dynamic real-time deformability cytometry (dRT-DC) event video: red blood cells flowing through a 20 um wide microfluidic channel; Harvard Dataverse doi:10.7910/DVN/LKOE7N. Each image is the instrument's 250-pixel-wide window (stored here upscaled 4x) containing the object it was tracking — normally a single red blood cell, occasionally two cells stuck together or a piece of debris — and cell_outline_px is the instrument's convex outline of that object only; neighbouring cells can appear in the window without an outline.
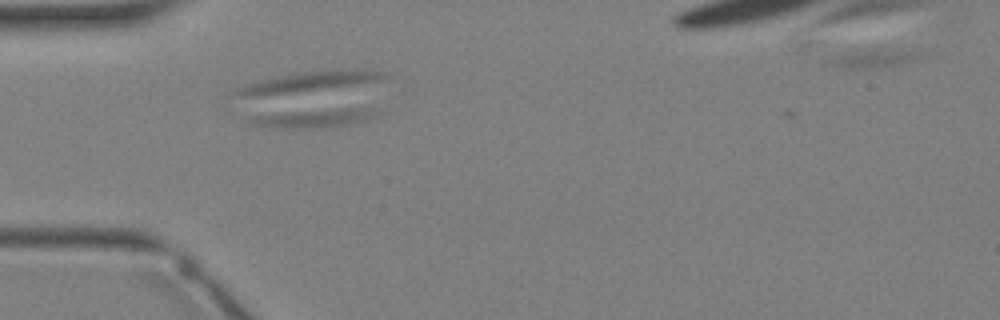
{"species": "Egyptian fruit bat (a non-hibernating species)", "species_latin": "Rousettus aegyptiacus", "temperature_condition": "warm", "stored_images_in_passage": 32, "camera_frame_rate_fps": 3000, "um_per_image_px": 0.085, "animal": {"sex": "female"}, "frame": {"image": 1, "passage_image": 2, "time_ms": 0.333, "image_size_px": [1000, 320], "cell_outline_px": [[388, 112], [352, 124], [316, 128], [276, 128], [252, 124], [252, 116], [292, 112], [340, 108], [376, 108]], "centroid_in_image_um": [26.92, 10.03], "position_along_channel_um": 58.1, "area_um2": 13.58}}